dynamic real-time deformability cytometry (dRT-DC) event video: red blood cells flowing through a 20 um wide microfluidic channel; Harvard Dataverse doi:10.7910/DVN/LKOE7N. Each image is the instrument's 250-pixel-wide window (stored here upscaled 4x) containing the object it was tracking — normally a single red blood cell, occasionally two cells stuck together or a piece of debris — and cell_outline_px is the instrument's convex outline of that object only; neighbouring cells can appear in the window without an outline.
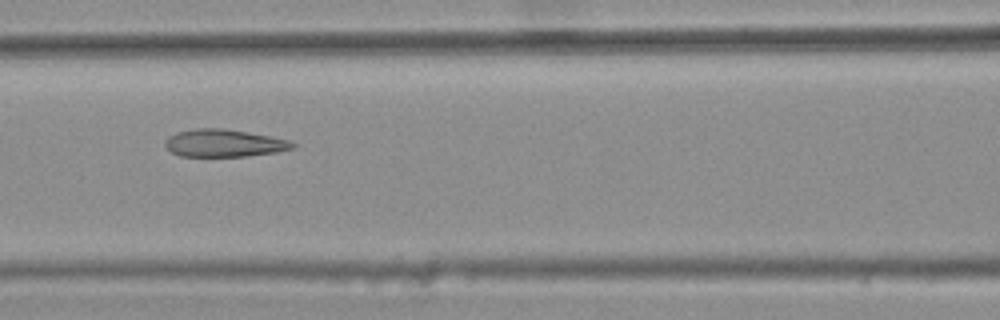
{"species": "common noctule bat (a hibernating species)", "species_latin": "Nyctalus noctula", "temperature_condition": "warm", "stored_images_in_passage": 8, "camera_frame_rate_fps": 3000, "um_per_image_px": 0.085, "animal": {"sex": "female", "body_mass_g": 25.1}, "frame": {"image": 1, "passage_image": 6, "time_ms": 1.667, "image_size_px": [1000, 320], "cell_outline_px": [[296, 148], [276, 152], [248, 156], [180, 156], [172, 152], [164, 144], [164, 140], [168, 136], [176, 132], [196, 128], [224, 128], [268, 136], [288, 140], [296, 144]], "centroid_in_image_um": [19.02, 12.16], "position_along_channel_um": 147.6, "area_um2": 20.4}}
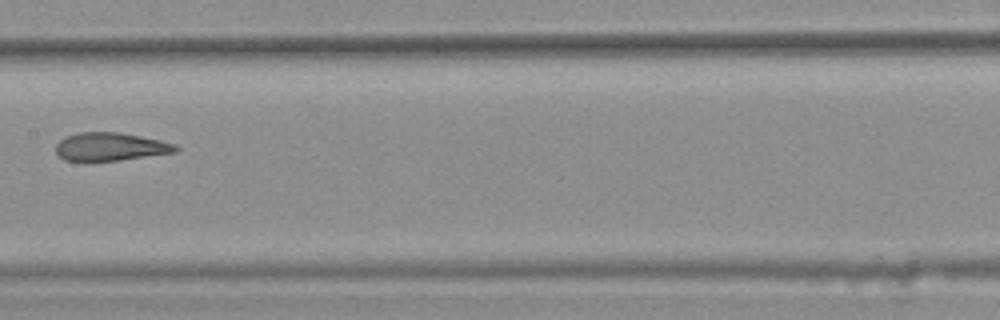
{"frame": {"image": 2, "passage_image": 7, "time_ms": 2.0, "image_size_px": [1000, 320], "cell_outline_px": [[180, 148], [176, 152], [120, 160], [64, 160], [56, 152], [56, 144], [64, 136], [80, 132], [120, 132], [160, 140], [176, 144]], "centroid_in_image_um": [9.4, 12.45], "position_along_channel_um": 198.0, "area_um2": 19.54}}
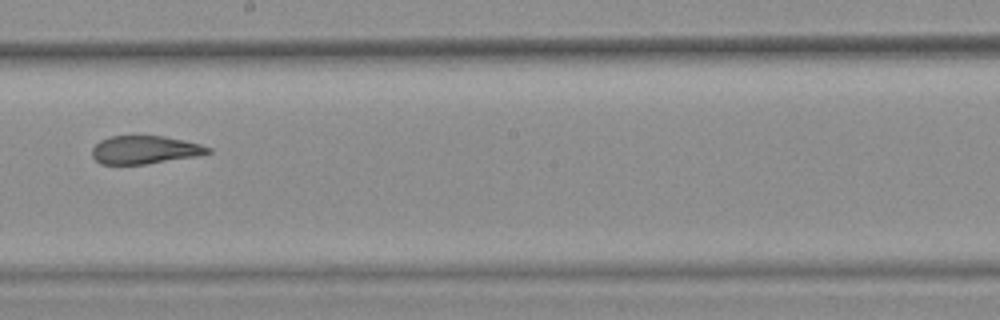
{"frame": {"image": 3, "passage_image": 8, "time_ms": 2.333, "image_size_px": [1000, 320], "cell_outline_px": [[212, 152], [200, 156], [144, 164], [100, 164], [92, 156], [92, 148], [100, 140], [112, 136], [164, 136], [184, 140], [200, 144], [212, 148]], "centroid_in_image_um": [12.34, 12.74], "position_along_channel_um": 235.9, "area_um2": 19.07}}